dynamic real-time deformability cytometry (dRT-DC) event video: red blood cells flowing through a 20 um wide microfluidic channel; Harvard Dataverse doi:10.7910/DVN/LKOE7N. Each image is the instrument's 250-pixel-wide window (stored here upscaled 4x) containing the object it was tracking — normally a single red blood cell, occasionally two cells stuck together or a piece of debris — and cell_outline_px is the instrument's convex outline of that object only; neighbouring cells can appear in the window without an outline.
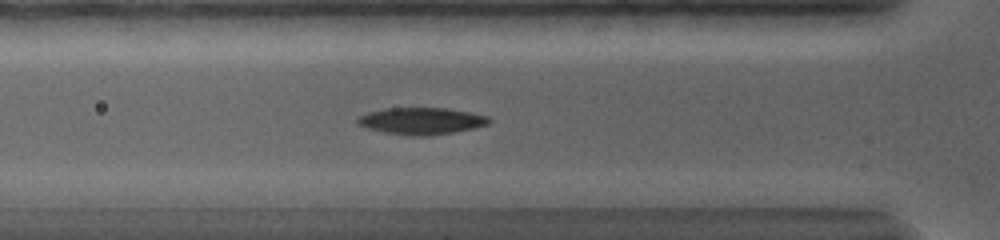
{"species": "common noctule bat (a hibernating species)", "species_latin": "Nyctalus noctula", "temperature_condition": "warm", "stored_images_in_passage": 18, "camera_frame_rate_fps": 5000, "um_per_image_px": 0.085, "animal": {"sex": "female", "body_mass_g": 19.0, "forearm_length_mm": 56.7}, "frame": {"image": 1, "passage_image": 6, "time_ms": 3.8, "image_size_px": [1000, 240], "cell_outline_px": [[492, 120], [488, 124], [472, 128], [452, 132], [428, 136], [412, 136], [384, 132], [368, 128], [356, 124], [356, 120], [360, 116], [368, 112], [384, 108], [448, 108], [488, 116]], "centroid_in_image_um": [35.8, 10.28], "position_along_channel_um": 90.0, "area_um2": 20.46}}
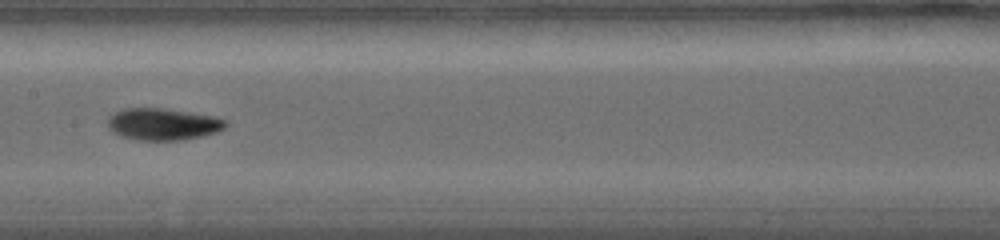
{"frame": {"image": 2, "passage_image": 9, "time_ms": 6.6, "image_size_px": [1000, 240], "cell_outline_px": [[228, 124], [224, 128], [216, 132], [200, 136], [180, 140], [140, 140], [120, 136], [112, 132], [108, 128], [108, 116], [124, 108], [164, 108], [212, 116], [228, 120]], "centroid_in_image_um": [13.83, 10.55], "position_along_channel_um": 193.6, "area_um2": 21.85}}
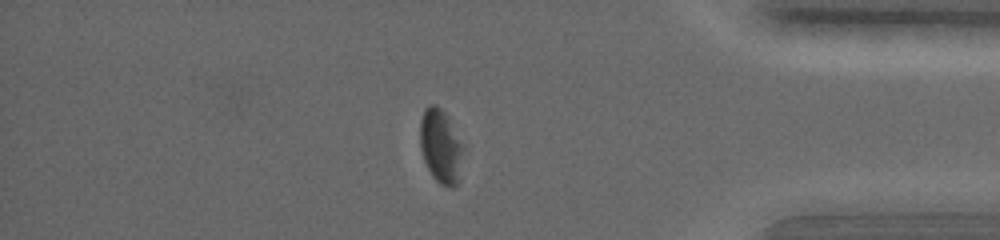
{"frame": {"image": 3, "passage_image": 15, "time_ms": 12.8, "image_size_px": [1000, 240], "cell_outline_px": [[464, 148], [456, 184], [452, 188], [440, 184], [432, 176], [424, 160], [420, 148], [420, 120], [424, 108], [428, 104], [436, 104], [448, 116]], "centroid_in_image_um": [37.43, 12.38], "position_along_channel_um": 397.8, "area_um2": 18.5}, "authors_computed_cell_mechanics": {"area_um2": 20.8947, "velocity_mm_per_s": 3.7107, "shape_relaxation_time_tau1_ms": 2.1986, "shape_relaxation_time_tau2_ms": null, "deformation_change_tau1": 0.1317, "deformation_change_tau2": null}}